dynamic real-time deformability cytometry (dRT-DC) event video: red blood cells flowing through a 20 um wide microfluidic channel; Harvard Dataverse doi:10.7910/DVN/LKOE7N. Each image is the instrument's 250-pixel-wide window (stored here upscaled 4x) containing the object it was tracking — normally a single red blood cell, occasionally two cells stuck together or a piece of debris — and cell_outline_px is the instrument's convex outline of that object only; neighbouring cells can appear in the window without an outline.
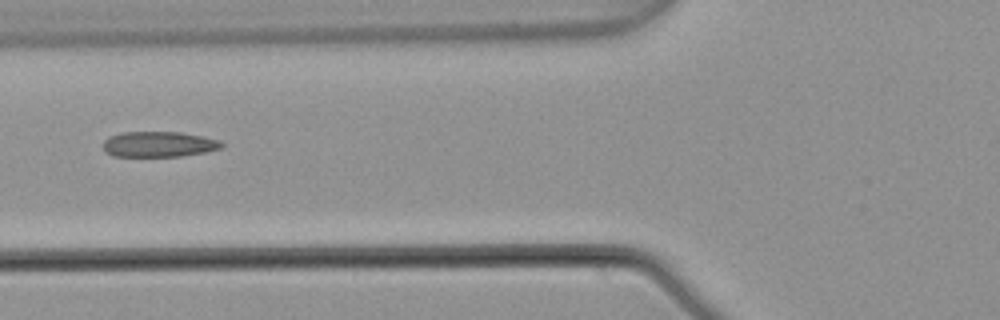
{"species": "common noctule bat (a hibernating species)", "species_latin": "Nyctalus noctula", "temperature_condition": "warm", "stored_images_in_passage": 3, "camera_frame_rate_fps": 3000, "um_per_image_px": 0.085, "animal": {"sex": "male", "body_mass_g": 21.5, "forearm_length_mm": 52.0}, "frame": {"image": 1, "passage_image": 3, "time_ms": 0.667, "image_size_px": [1000, 320], "cell_outline_px": [[224, 144], [220, 148], [204, 152], [180, 156], [112, 156], [104, 152], [104, 140], [108, 136], [124, 132], [180, 132], [220, 140]], "centroid_in_image_um": [13.46, 12.26], "position_along_channel_um": 112.3, "area_um2": 17.51}}